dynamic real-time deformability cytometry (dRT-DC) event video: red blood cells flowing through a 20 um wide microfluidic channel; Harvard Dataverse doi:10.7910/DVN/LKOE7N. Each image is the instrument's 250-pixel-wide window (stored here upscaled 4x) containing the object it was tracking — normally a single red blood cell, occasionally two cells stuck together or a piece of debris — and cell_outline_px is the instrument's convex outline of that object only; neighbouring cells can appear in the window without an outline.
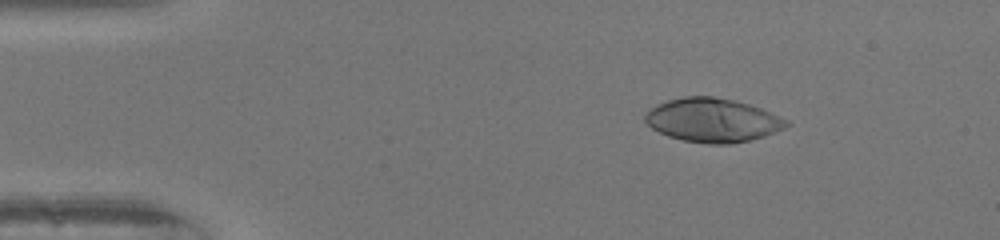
{"species": "human", "species_latin": "Homo sapiens", "temperature_condition": "warm", "stored_images_in_passage": 51, "camera_frame_rate_fps": 3000, "um_per_image_px": 0.085, "donor": {"sex": "female"}, "frame": {"image": 1, "passage_image": 8, "time_ms": 2.333, "image_size_px": [1000, 240], "cell_outline_px": [[792, 124], [784, 128], [764, 136], [732, 144], [708, 144], [684, 140], [668, 136], [652, 128], [644, 120], [644, 116], [656, 104], [668, 100], [684, 96], [712, 96], [732, 100], [748, 104], [760, 108], [788, 120]], "centroid_in_image_um": [60.57, 10.21], "position_along_channel_um": 24.4, "area_um2": 35.84}}
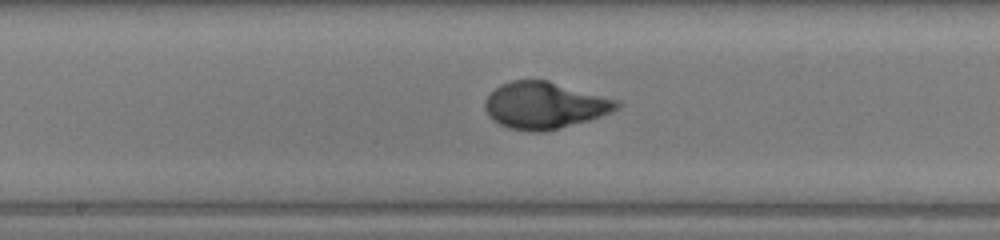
{"frame": {"image": 2, "passage_image": 27, "time_ms": 8.667, "image_size_px": [1000, 240], "cell_outline_px": [[620, 108], [612, 112], [588, 120], [540, 132], [532, 132], [508, 128], [492, 120], [488, 116], [484, 108], [484, 100], [500, 84], [512, 80], [548, 80], [616, 100], [620, 104]], "centroid_in_image_um": [46.24, 8.95], "position_along_channel_um": 202.0, "area_um2": 35.6}}
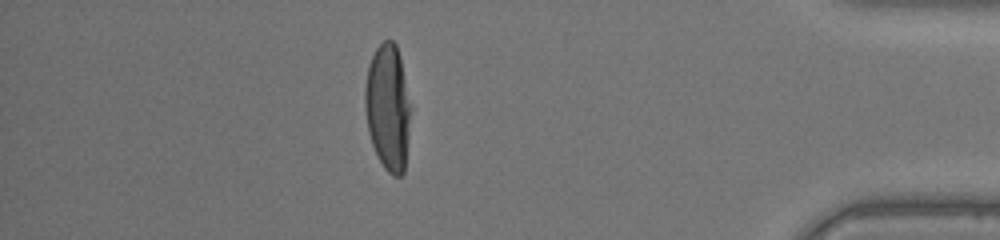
{"frame": {"image": 3, "passage_image": 45, "time_ms": 14.667, "image_size_px": [1000, 240], "cell_outline_px": [[408, 120], [404, 172], [400, 176], [392, 176], [384, 168], [372, 144], [368, 132], [364, 108], [364, 88], [368, 64], [376, 48], [384, 40], [392, 40], [396, 44], [400, 56], [408, 104]], "centroid_in_image_um": [32.9, 9.1], "position_along_channel_um": 402.3, "area_um2": 32.77}, "authors_computed_cell_mechanics": {"area_um2": 35.2002, "velocity_mm_per_s": 4.0604, "shape_relaxation_time_tau1_ms": 3.9301, "shape_relaxation_time_tau2_ms": null, "deformation_change_tau1": 0.2677, "deformation_change_tau2": null}}